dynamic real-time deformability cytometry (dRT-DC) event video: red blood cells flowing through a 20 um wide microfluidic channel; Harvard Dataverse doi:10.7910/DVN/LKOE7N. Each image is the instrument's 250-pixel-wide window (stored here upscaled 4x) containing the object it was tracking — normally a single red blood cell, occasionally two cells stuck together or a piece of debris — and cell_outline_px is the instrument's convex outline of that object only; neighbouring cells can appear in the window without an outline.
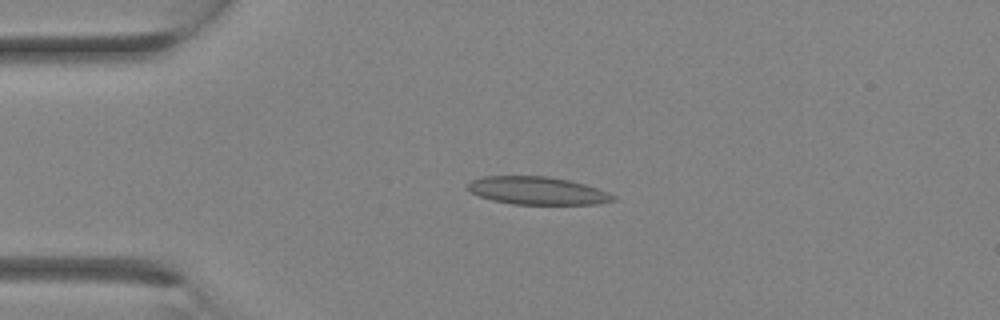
{"species": "Egyptian fruit bat (a non-hibernating species)", "species_latin": "Rousettus aegyptiacus", "temperature_condition": "room temperature", "stored_images_in_passage": 9, "camera_frame_rate_fps": 3000, "um_per_image_px": 0.085, "animal": {"sex": "female"}, "frame": {"image": 1, "passage_image": 7, "time_ms": 2.0, "image_size_px": [1000, 320], "cell_outline_px": [[616, 200], [596, 204], [512, 204], [492, 200], [480, 196], [472, 192], [468, 188], [468, 184], [472, 180], [484, 176], [548, 176], [568, 180], [584, 184], [608, 192], [616, 196]], "centroid_in_image_um": [45.69, 16.21], "position_along_channel_um": 39.3, "area_um2": 23.41}}